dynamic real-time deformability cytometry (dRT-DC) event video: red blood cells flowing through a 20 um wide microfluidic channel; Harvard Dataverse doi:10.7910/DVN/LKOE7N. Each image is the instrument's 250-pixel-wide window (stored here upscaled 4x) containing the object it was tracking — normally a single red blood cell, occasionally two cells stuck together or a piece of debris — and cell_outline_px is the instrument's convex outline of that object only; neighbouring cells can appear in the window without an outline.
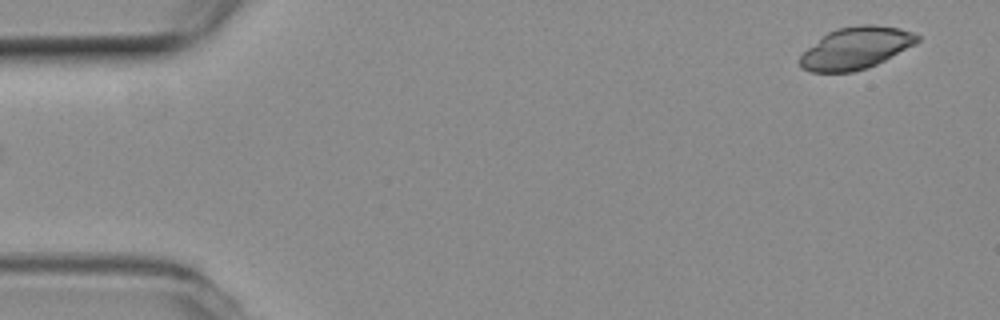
{"species": "common noctule bat (a hibernating species)", "species_latin": "Nyctalus noctula", "temperature_condition": "room temperature", "stored_images_in_passage": 10, "camera_frame_rate_fps": 3000, "um_per_image_px": 0.085, "animal": {"sex": "female", "body_mass_g": 19.3, "forearm_length_mm": 54.1}, "frame": {"image": 1, "passage_image": 1, "time_ms": 0.0, "image_size_px": [1000, 320], "cell_outline_px": [[920, 40], [884, 60], [876, 64], [852, 72], [812, 72], [800, 68], [800, 56], [808, 48], [828, 32], [836, 28], [860, 24], [872, 24], [900, 28], [912, 32], [920, 36]], "centroid_in_image_um": [72.72, 4.07], "position_along_channel_um": 12.3, "area_um2": 28.32}}